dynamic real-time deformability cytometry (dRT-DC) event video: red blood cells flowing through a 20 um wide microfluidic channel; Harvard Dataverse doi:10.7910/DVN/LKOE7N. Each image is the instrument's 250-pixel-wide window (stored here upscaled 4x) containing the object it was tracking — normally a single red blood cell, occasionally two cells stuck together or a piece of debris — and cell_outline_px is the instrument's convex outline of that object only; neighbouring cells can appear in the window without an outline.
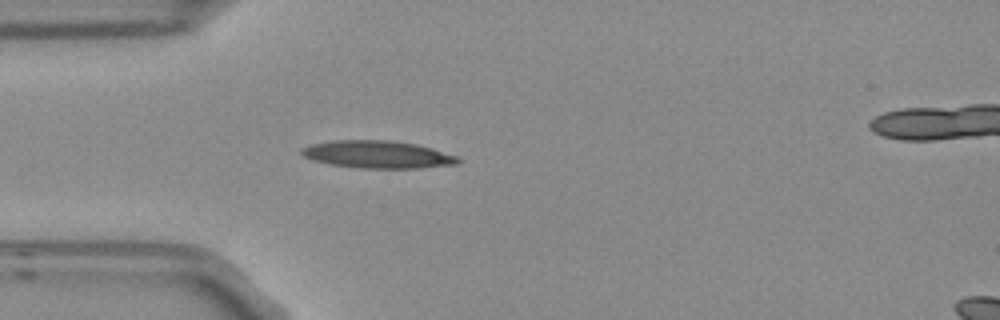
{"species": "Egyptian fruit bat (a non-hibernating species)", "species_latin": "Rousettus aegyptiacus", "temperature_condition": "room temperature", "stored_images_in_passage": 2, "camera_frame_rate_fps": 3000, "um_per_image_px": 0.085, "frame": {"image": 1, "passage_image": 2, "time_ms": 0.333, "image_size_px": [1000, 320], "cell_outline_px": [[460, 160], [456, 164], [420, 168], [360, 168], [328, 164], [312, 160], [304, 156], [300, 152], [300, 148], [312, 144], [332, 140], [388, 140], [416, 144], [432, 148], [460, 156]], "centroid_in_image_um": [32.09, 13.13], "position_along_channel_um": 52.9, "area_um2": 25.2}}